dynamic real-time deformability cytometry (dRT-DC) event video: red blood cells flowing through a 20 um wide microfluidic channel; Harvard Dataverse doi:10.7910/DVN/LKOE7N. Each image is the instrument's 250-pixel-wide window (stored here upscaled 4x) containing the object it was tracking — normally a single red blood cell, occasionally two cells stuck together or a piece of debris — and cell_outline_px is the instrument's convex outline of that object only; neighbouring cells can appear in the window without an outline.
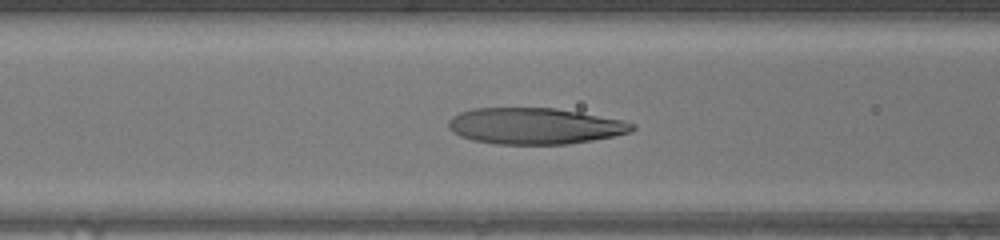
{"species": "human", "species_latin": "Homo sapiens", "temperature_condition": "warm", "stored_images_in_passage": 49, "camera_frame_rate_fps": 3000, "um_per_image_px": 0.085, "donor": {"sex": "female"}, "frame": {"image": 1, "passage_image": 20, "time_ms": 6.333, "image_size_px": [1000, 240], "cell_outline_px": [[636, 128], [632, 132], [616, 136], [568, 144], [496, 144], [472, 140], [460, 136], [452, 132], [448, 128], [448, 120], [452, 116], [460, 112], [472, 108], [556, 108], [580, 112], [624, 120], [636, 124]], "centroid_in_image_um": [45.48, 10.71], "position_along_channel_um": 121.1, "area_um2": 39.19}}
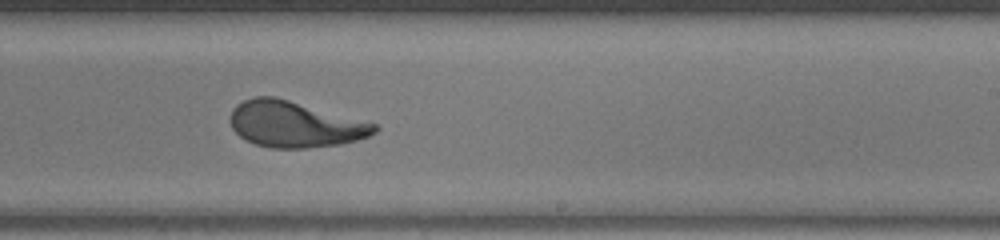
{"frame": {"image": 2, "passage_image": 30, "time_ms": 9.667, "image_size_px": [1000, 240], "cell_outline_px": [[380, 128], [376, 132], [368, 136], [356, 140], [340, 144], [308, 148], [272, 148], [256, 144], [244, 140], [232, 128], [228, 120], [232, 108], [236, 104], [244, 100], [256, 96], [276, 96], [380, 124]], "centroid_in_image_um": [25.06, 10.55], "position_along_channel_um": 263.9, "area_um2": 39.25}}
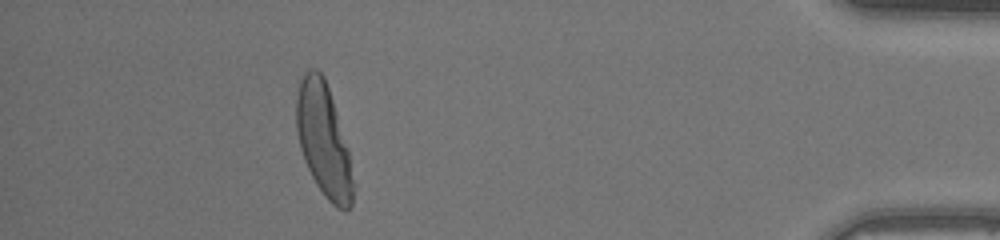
{"frame": {"image": 3, "passage_image": 44, "time_ms": 14.333, "image_size_px": [1000, 240], "cell_outline_px": [[356, 188], [352, 204], [344, 212], [336, 208], [324, 196], [316, 184], [304, 160], [300, 148], [296, 132], [296, 100], [300, 80], [304, 72], [308, 68], [316, 68], [324, 76], [348, 148]], "centroid_in_image_um": [27.52, 11.96], "position_along_channel_um": 407.7, "area_um2": 37.69}, "authors_computed_cell_mechanics": {"area_um2": 38.6682, "velocity_mm_per_s": 4.2983, "shape_relaxation_time_tau1_ms": 5.7528, "shape_relaxation_time_tau2_ms": 0.9774, "deformation_change_tau1": 0.2836, "deformation_change_tau2": 0.0847}}